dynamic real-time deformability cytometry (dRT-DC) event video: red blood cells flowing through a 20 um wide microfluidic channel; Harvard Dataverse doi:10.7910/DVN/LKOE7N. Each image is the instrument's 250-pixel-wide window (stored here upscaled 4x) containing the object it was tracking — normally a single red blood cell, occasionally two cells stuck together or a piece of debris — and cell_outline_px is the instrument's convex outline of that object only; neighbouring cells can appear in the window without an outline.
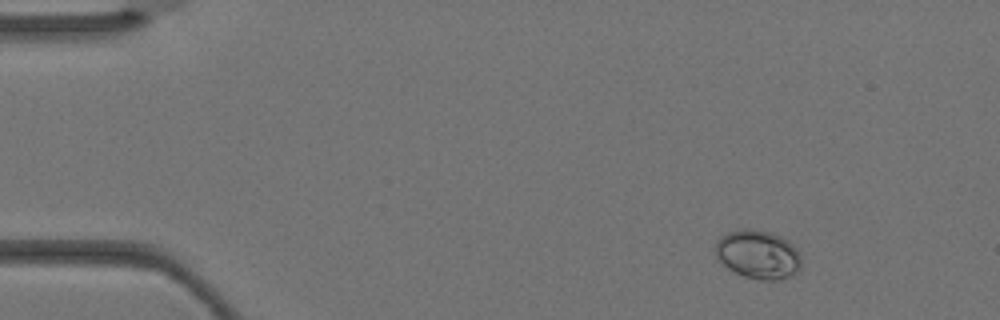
{"species": "Egyptian fruit bat (a non-hibernating species)", "species_latin": "Rousettus aegyptiacus", "temperature_condition": "warm", "stored_images_in_passage": 2, "camera_frame_rate_fps": 3000, "um_per_image_px": 0.085, "animal": {"sex": "female"}, "frame": {"image": 1, "passage_image": 1, "time_ms": 0.0, "image_size_px": [1000, 320], "cell_outline_px": [[800, 272], [780, 280], [760, 280], [744, 276], [728, 268], [716, 256], [716, 240], [720, 236], [728, 232], [744, 228], [752, 228], [772, 232], [788, 240], [796, 248], [800, 256]], "centroid_in_image_um": [64.45, 21.62], "position_along_channel_um": 20.5, "area_um2": 24.57}}